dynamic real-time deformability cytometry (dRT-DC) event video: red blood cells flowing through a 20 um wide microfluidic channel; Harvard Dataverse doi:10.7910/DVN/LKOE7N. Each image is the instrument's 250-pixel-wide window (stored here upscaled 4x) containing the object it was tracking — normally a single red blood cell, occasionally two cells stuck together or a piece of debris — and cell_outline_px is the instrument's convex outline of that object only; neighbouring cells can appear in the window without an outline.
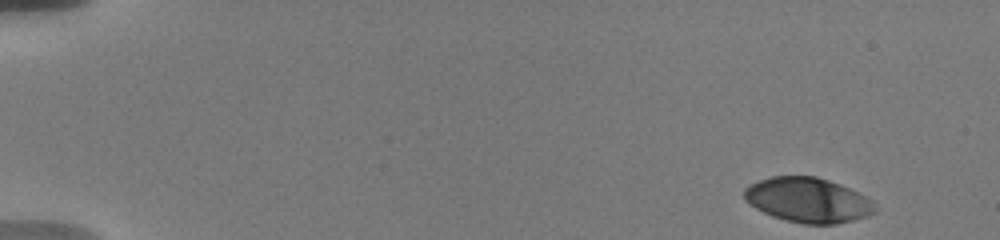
{"species": "human", "species_latin": "Homo sapiens", "temperature_condition": "warm", "stored_images_in_passage": 59, "camera_frame_rate_fps": 3000, "um_per_image_px": 0.085, "donor": {"sex": "male"}, "frame": {"image": 1, "passage_image": 1, "time_ms": 0.0, "image_size_px": [1000, 240], "cell_outline_px": [[880, 208], [876, 212], [868, 216], [836, 224], [804, 224], [784, 220], [772, 216], [748, 204], [744, 200], [744, 188], [748, 184], [772, 176], [816, 176], [840, 184], [872, 200]], "centroid_in_image_um": [68.68, 17.01], "position_along_channel_um": 16.3, "area_um2": 34.39}}
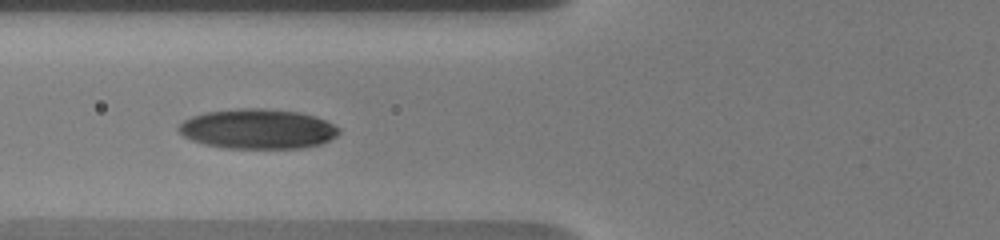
{"frame": {"image": 2, "passage_image": 30, "time_ms": 6.333, "image_size_px": [1000, 240], "cell_outline_px": [[340, 132], [336, 136], [320, 144], [300, 148], [224, 148], [204, 144], [192, 140], [184, 136], [176, 128], [184, 120], [192, 116], [204, 112], [240, 108], [264, 108], [296, 112], [312, 116], [324, 120], [340, 128]], "centroid_in_image_um": [21.87, 10.96], "position_along_channel_um": 103.9, "area_um2": 37.05}}
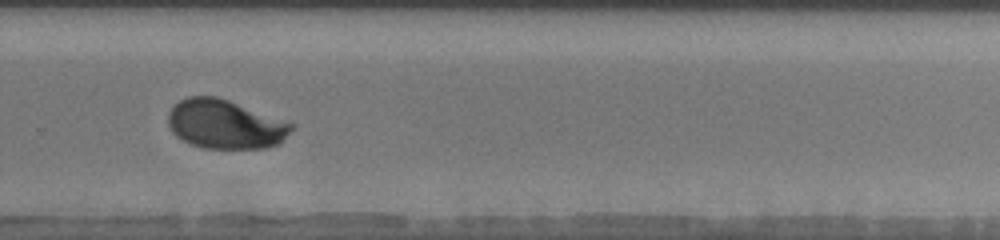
{"frame": {"image": 3, "passage_image": 54, "time_ms": 12.0, "image_size_px": [1000, 240], "cell_outline_px": [[296, 124], [284, 140], [280, 144], [264, 148], [204, 148], [192, 144], [176, 136], [172, 132], [168, 124], [168, 112], [180, 100], [188, 96], [216, 96], [228, 100]], "centroid_in_image_um": [19.16, 10.56], "position_along_channel_um": 310.6, "area_um2": 35.2}}